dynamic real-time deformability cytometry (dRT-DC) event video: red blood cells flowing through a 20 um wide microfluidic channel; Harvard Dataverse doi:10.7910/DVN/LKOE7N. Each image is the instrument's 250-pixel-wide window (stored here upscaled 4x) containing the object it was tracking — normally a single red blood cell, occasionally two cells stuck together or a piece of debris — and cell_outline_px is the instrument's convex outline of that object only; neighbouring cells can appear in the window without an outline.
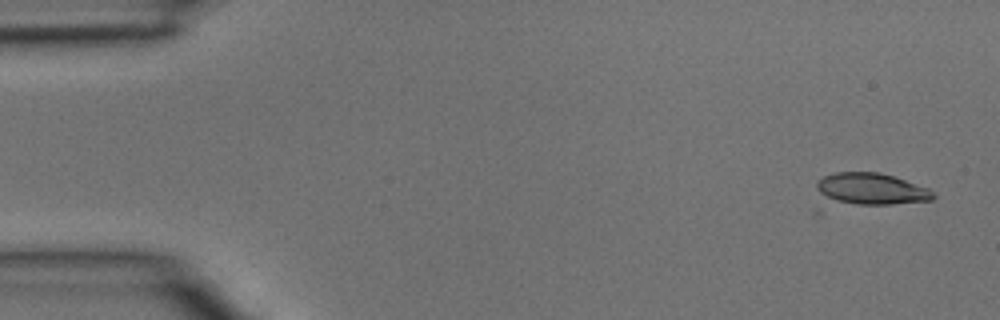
{"species": "common noctule bat (a hibernating species)", "species_latin": "Nyctalus noctula", "temperature_condition": "room temperature", "stored_images_in_passage": 4, "camera_frame_rate_fps": 3000, "um_per_image_px": 0.085, "animal": {"sex": "male", "body_mass_g": 15.6}, "frame": {"image": 1, "passage_image": 1, "time_ms": 0.0, "image_size_px": [1000, 320], "cell_outline_px": [[936, 196], [932, 200], [892, 204], [856, 204], [836, 200], [820, 192], [816, 188], [816, 180], [824, 176], [836, 172], [880, 172], [928, 188]], "centroid_in_image_um": [74.08, 16.04], "position_along_channel_um": 10.9, "area_um2": 20.92}}
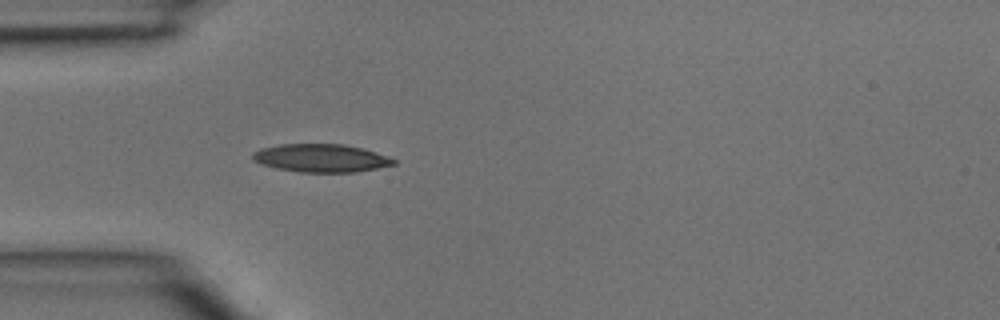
{"frame": {"image": 2, "passage_image": 4, "time_ms": 1.0, "image_size_px": [1000, 320], "cell_outline_px": [[396, 164], [356, 172], [300, 172], [276, 168], [260, 164], [252, 160], [252, 152], [260, 148], [280, 144], [344, 144], [360, 148], [388, 156], [396, 160]], "centroid_in_image_um": [27.24, 13.44], "position_along_channel_um": 57.8, "area_um2": 23.06}}